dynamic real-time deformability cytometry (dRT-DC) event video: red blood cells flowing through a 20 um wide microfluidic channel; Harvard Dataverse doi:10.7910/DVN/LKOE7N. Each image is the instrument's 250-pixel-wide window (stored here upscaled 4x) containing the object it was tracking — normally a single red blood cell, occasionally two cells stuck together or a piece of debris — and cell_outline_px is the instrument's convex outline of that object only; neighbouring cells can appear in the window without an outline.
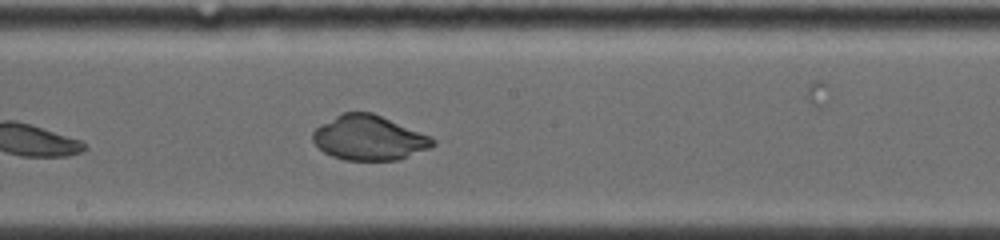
{"species": "common noctule bat (a hibernating species)", "species_latin": "Nyctalus noctula", "temperature_condition": "warm", "stored_images_in_passage": 9, "camera_frame_rate_fps": 5000, "um_per_image_px": 0.085, "animal": {"sex": "female", "body_mass_g": 19.0, "forearm_length_mm": 53.3}, "frame": {"image": 1, "passage_image": 8, "time_ms": 5.2, "image_size_px": [1000, 240], "cell_outline_px": [[436, 144], [432, 148], [396, 160], [344, 160], [332, 156], [324, 152], [312, 140], [312, 132], [316, 128], [336, 116], [344, 112], [372, 112], [428, 136]], "centroid_in_image_um": [31.34, 11.73], "position_along_channel_um": 216.9, "area_um2": 30.75}}